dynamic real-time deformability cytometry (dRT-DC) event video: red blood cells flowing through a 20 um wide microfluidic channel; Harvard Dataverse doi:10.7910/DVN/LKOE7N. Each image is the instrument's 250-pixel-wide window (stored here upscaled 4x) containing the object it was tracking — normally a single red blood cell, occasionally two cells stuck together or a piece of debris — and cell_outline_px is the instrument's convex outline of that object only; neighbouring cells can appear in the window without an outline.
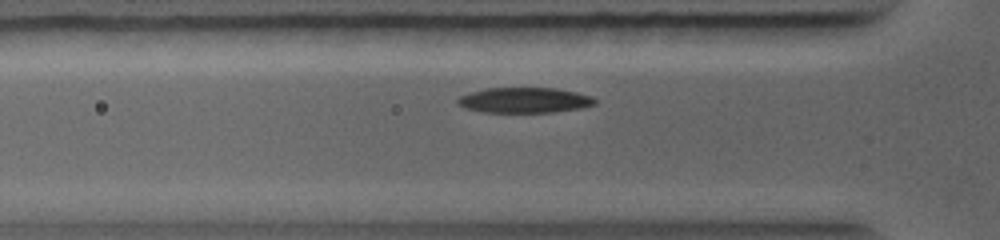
{"species": "common noctule bat (a hibernating species)", "species_latin": "Nyctalus noctula", "temperature_condition": "warm", "stored_images_in_passage": 6, "camera_frame_rate_fps": 5000, "um_per_image_px": 0.085, "animal": {"sex": "female", "body_mass_g": 19.0, "forearm_length_mm": 56.7}, "frame": {"image": 1, "passage_image": 6, "time_ms": 1.8, "image_size_px": [1000, 240], "cell_outline_px": [[596, 104], [580, 108], [552, 112], [484, 112], [464, 108], [456, 104], [456, 100], [460, 96], [472, 92], [488, 88], [556, 88], [576, 92], [592, 96], [596, 100]], "centroid_in_image_um": [44.57, 8.52], "position_along_channel_um": 81.2, "area_um2": 20.23}}